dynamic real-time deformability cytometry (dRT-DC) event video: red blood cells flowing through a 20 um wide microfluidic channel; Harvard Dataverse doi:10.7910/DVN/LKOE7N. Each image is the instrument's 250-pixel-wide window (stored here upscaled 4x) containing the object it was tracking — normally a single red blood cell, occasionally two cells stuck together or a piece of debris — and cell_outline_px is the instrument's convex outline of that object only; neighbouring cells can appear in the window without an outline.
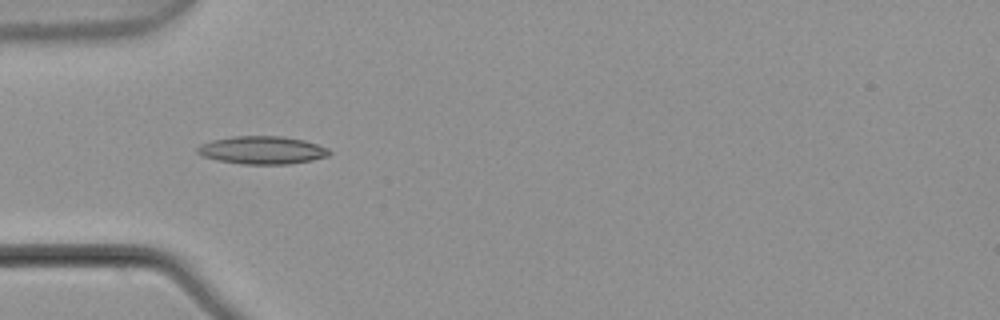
{"species": "common noctule bat (a hibernating species)", "species_latin": "Nyctalus noctula", "temperature_condition": "warm", "stored_images_in_passage": 7, "camera_frame_rate_fps": 3000, "um_per_image_px": 0.085, "animal": {"sex": "male", "body_mass_g": 21.5, "forearm_length_mm": 52.0}, "frame": {"image": 1, "passage_image": 4, "time_ms": 1.0, "image_size_px": [1000, 320], "cell_outline_px": [[332, 152], [328, 156], [312, 160], [288, 164], [240, 164], [220, 160], [204, 156], [196, 152], [196, 148], [200, 144], [212, 140], [232, 136], [284, 136], [304, 140], [328, 148]], "centroid_in_image_um": [22.3, 12.75], "position_along_channel_um": 62.7, "area_um2": 21.44}}
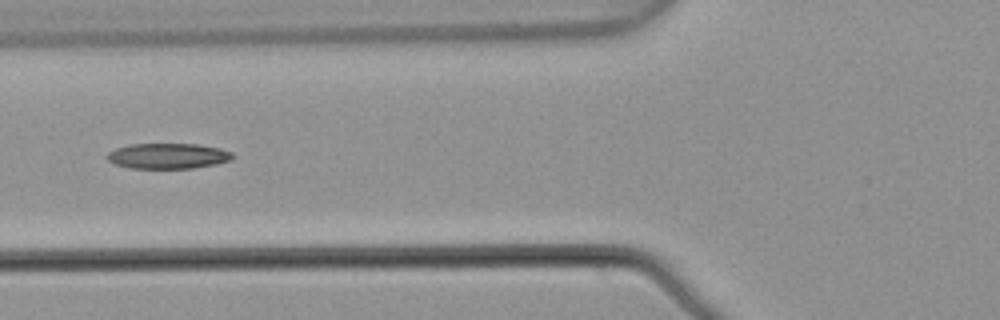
{"frame": {"image": 2, "passage_image": 5, "time_ms": 1.333, "image_size_px": [1000, 320], "cell_outline_px": [[232, 160], [216, 164], [192, 168], [132, 168], [116, 164], [108, 160], [104, 156], [108, 152], [116, 148], [132, 144], [196, 144], [220, 148], [232, 152]], "centroid_in_image_um": [14.27, 13.25], "position_along_channel_um": 111.5, "area_um2": 18.55}}
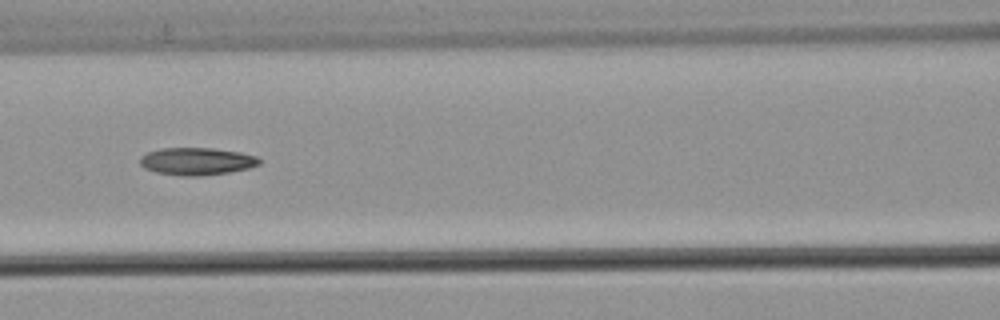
{"frame": {"image": 3, "passage_image": 6, "time_ms": 1.667, "image_size_px": [1000, 320], "cell_outline_px": [[260, 164], [248, 168], [228, 172], [200, 176], [180, 176], [156, 172], [144, 168], [140, 164], [140, 156], [148, 152], [160, 148], [212, 148], [240, 152], [256, 156], [260, 160]], "centroid_in_image_um": [16.7, 13.71], "position_along_channel_um": 149.9, "area_um2": 19.07}}